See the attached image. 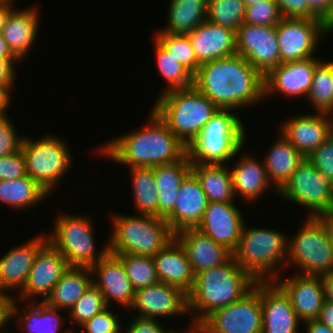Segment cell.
Returning <instances> with one entry per match:
<instances>
[{
    "label": "cell",
    "instance_id": "11",
    "mask_svg": "<svg viewBox=\"0 0 333 333\" xmlns=\"http://www.w3.org/2000/svg\"><path fill=\"white\" fill-rule=\"evenodd\" d=\"M277 194L309 209L307 217L325 218L333 208V182L307 158Z\"/></svg>",
    "mask_w": 333,
    "mask_h": 333
},
{
    "label": "cell",
    "instance_id": "29",
    "mask_svg": "<svg viewBox=\"0 0 333 333\" xmlns=\"http://www.w3.org/2000/svg\"><path fill=\"white\" fill-rule=\"evenodd\" d=\"M188 154L169 164L154 167L155 184L159 194V217L166 218L173 210L180 185L191 172Z\"/></svg>",
    "mask_w": 333,
    "mask_h": 333
},
{
    "label": "cell",
    "instance_id": "28",
    "mask_svg": "<svg viewBox=\"0 0 333 333\" xmlns=\"http://www.w3.org/2000/svg\"><path fill=\"white\" fill-rule=\"evenodd\" d=\"M37 11L36 7L12 9L1 31L10 51L19 61L23 60L37 37L39 25Z\"/></svg>",
    "mask_w": 333,
    "mask_h": 333
},
{
    "label": "cell",
    "instance_id": "53",
    "mask_svg": "<svg viewBox=\"0 0 333 333\" xmlns=\"http://www.w3.org/2000/svg\"><path fill=\"white\" fill-rule=\"evenodd\" d=\"M19 62V60L0 59V83L4 84L9 90H12L14 79H16L14 66H16V63L19 64Z\"/></svg>",
    "mask_w": 333,
    "mask_h": 333
},
{
    "label": "cell",
    "instance_id": "41",
    "mask_svg": "<svg viewBox=\"0 0 333 333\" xmlns=\"http://www.w3.org/2000/svg\"><path fill=\"white\" fill-rule=\"evenodd\" d=\"M245 10L242 0H207L206 20L236 32L243 23Z\"/></svg>",
    "mask_w": 333,
    "mask_h": 333
},
{
    "label": "cell",
    "instance_id": "50",
    "mask_svg": "<svg viewBox=\"0 0 333 333\" xmlns=\"http://www.w3.org/2000/svg\"><path fill=\"white\" fill-rule=\"evenodd\" d=\"M283 17L308 18V0H274Z\"/></svg>",
    "mask_w": 333,
    "mask_h": 333
},
{
    "label": "cell",
    "instance_id": "59",
    "mask_svg": "<svg viewBox=\"0 0 333 333\" xmlns=\"http://www.w3.org/2000/svg\"><path fill=\"white\" fill-rule=\"evenodd\" d=\"M0 59L3 60H18L10 51L7 42L3 39L0 33Z\"/></svg>",
    "mask_w": 333,
    "mask_h": 333
},
{
    "label": "cell",
    "instance_id": "15",
    "mask_svg": "<svg viewBox=\"0 0 333 333\" xmlns=\"http://www.w3.org/2000/svg\"><path fill=\"white\" fill-rule=\"evenodd\" d=\"M69 267L64 256L47 242L38 251L19 297L29 301L30 298L43 296L45 301Z\"/></svg>",
    "mask_w": 333,
    "mask_h": 333
},
{
    "label": "cell",
    "instance_id": "54",
    "mask_svg": "<svg viewBox=\"0 0 333 333\" xmlns=\"http://www.w3.org/2000/svg\"><path fill=\"white\" fill-rule=\"evenodd\" d=\"M317 320L333 329V303L324 301Z\"/></svg>",
    "mask_w": 333,
    "mask_h": 333
},
{
    "label": "cell",
    "instance_id": "40",
    "mask_svg": "<svg viewBox=\"0 0 333 333\" xmlns=\"http://www.w3.org/2000/svg\"><path fill=\"white\" fill-rule=\"evenodd\" d=\"M115 255L125 268L135 290L157 284L159 282L153 256L128 253H111Z\"/></svg>",
    "mask_w": 333,
    "mask_h": 333
},
{
    "label": "cell",
    "instance_id": "64",
    "mask_svg": "<svg viewBox=\"0 0 333 333\" xmlns=\"http://www.w3.org/2000/svg\"><path fill=\"white\" fill-rule=\"evenodd\" d=\"M329 118L331 121V136H333V112L329 113Z\"/></svg>",
    "mask_w": 333,
    "mask_h": 333
},
{
    "label": "cell",
    "instance_id": "27",
    "mask_svg": "<svg viewBox=\"0 0 333 333\" xmlns=\"http://www.w3.org/2000/svg\"><path fill=\"white\" fill-rule=\"evenodd\" d=\"M159 282L180 288L187 295L195 282L187 255L174 238L162 250L153 256Z\"/></svg>",
    "mask_w": 333,
    "mask_h": 333
},
{
    "label": "cell",
    "instance_id": "30",
    "mask_svg": "<svg viewBox=\"0 0 333 333\" xmlns=\"http://www.w3.org/2000/svg\"><path fill=\"white\" fill-rule=\"evenodd\" d=\"M248 155H243L238 162L236 161L230 172L235 196L238 193L243 199L254 201L264 194L272 183L267 177L264 163Z\"/></svg>",
    "mask_w": 333,
    "mask_h": 333
},
{
    "label": "cell",
    "instance_id": "51",
    "mask_svg": "<svg viewBox=\"0 0 333 333\" xmlns=\"http://www.w3.org/2000/svg\"><path fill=\"white\" fill-rule=\"evenodd\" d=\"M125 333H164L165 329L157 319L136 316L125 329ZM123 332V333H124Z\"/></svg>",
    "mask_w": 333,
    "mask_h": 333
},
{
    "label": "cell",
    "instance_id": "47",
    "mask_svg": "<svg viewBox=\"0 0 333 333\" xmlns=\"http://www.w3.org/2000/svg\"><path fill=\"white\" fill-rule=\"evenodd\" d=\"M307 159L333 182V136L315 149Z\"/></svg>",
    "mask_w": 333,
    "mask_h": 333
},
{
    "label": "cell",
    "instance_id": "34",
    "mask_svg": "<svg viewBox=\"0 0 333 333\" xmlns=\"http://www.w3.org/2000/svg\"><path fill=\"white\" fill-rule=\"evenodd\" d=\"M167 26L160 32L187 35L206 20L207 0H171Z\"/></svg>",
    "mask_w": 333,
    "mask_h": 333
},
{
    "label": "cell",
    "instance_id": "57",
    "mask_svg": "<svg viewBox=\"0 0 333 333\" xmlns=\"http://www.w3.org/2000/svg\"><path fill=\"white\" fill-rule=\"evenodd\" d=\"M14 0H0V33L5 25L9 12L14 8Z\"/></svg>",
    "mask_w": 333,
    "mask_h": 333
},
{
    "label": "cell",
    "instance_id": "24",
    "mask_svg": "<svg viewBox=\"0 0 333 333\" xmlns=\"http://www.w3.org/2000/svg\"><path fill=\"white\" fill-rule=\"evenodd\" d=\"M174 238L183 247L193 274L226 263L233 253L225 246L214 242L197 228L182 229Z\"/></svg>",
    "mask_w": 333,
    "mask_h": 333
},
{
    "label": "cell",
    "instance_id": "31",
    "mask_svg": "<svg viewBox=\"0 0 333 333\" xmlns=\"http://www.w3.org/2000/svg\"><path fill=\"white\" fill-rule=\"evenodd\" d=\"M281 136V137H280ZM264 159V167L267 177L272 182L275 192L278 191L290 179L297 166L305 157L280 134Z\"/></svg>",
    "mask_w": 333,
    "mask_h": 333
},
{
    "label": "cell",
    "instance_id": "8",
    "mask_svg": "<svg viewBox=\"0 0 333 333\" xmlns=\"http://www.w3.org/2000/svg\"><path fill=\"white\" fill-rule=\"evenodd\" d=\"M287 240V265H296L301 275L323 276L333 272V258L326 218L307 217L303 227Z\"/></svg>",
    "mask_w": 333,
    "mask_h": 333
},
{
    "label": "cell",
    "instance_id": "42",
    "mask_svg": "<svg viewBox=\"0 0 333 333\" xmlns=\"http://www.w3.org/2000/svg\"><path fill=\"white\" fill-rule=\"evenodd\" d=\"M154 37L176 61L193 75L197 72L201 64L197 60L188 35L170 34L159 30Z\"/></svg>",
    "mask_w": 333,
    "mask_h": 333
},
{
    "label": "cell",
    "instance_id": "48",
    "mask_svg": "<svg viewBox=\"0 0 333 333\" xmlns=\"http://www.w3.org/2000/svg\"><path fill=\"white\" fill-rule=\"evenodd\" d=\"M27 175L26 159L22 150L0 157V180H14Z\"/></svg>",
    "mask_w": 333,
    "mask_h": 333
},
{
    "label": "cell",
    "instance_id": "44",
    "mask_svg": "<svg viewBox=\"0 0 333 333\" xmlns=\"http://www.w3.org/2000/svg\"><path fill=\"white\" fill-rule=\"evenodd\" d=\"M283 16L274 0H262L246 6L243 23L259 26H276Z\"/></svg>",
    "mask_w": 333,
    "mask_h": 333
},
{
    "label": "cell",
    "instance_id": "23",
    "mask_svg": "<svg viewBox=\"0 0 333 333\" xmlns=\"http://www.w3.org/2000/svg\"><path fill=\"white\" fill-rule=\"evenodd\" d=\"M208 199L197 177L190 172L182 181L174 210L165 218L171 231L197 228L201 223Z\"/></svg>",
    "mask_w": 333,
    "mask_h": 333
},
{
    "label": "cell",
    "instance_id": "1",
    "mask_svg": "<svg viewBox=\"0 0 333 333\" xmlns=\"http://www.w3.org/2000/svg\"><path fill=\"white\" fill-rule=\"evenodd\" d=\"M264 83V76L239 54L203 63L193 75L198 91L232 112L264 100Z\"/></svg>",
    "mask_w": 333,
    "mask_h": 333
},
{
    "label": "cell",
    "instance_id": "43",
    "mask_svg": "<svg viewBox=\"0 0 333 333\" xmlns=\"http://www.w3.org/2000/svg\"><path fill=\"white\" fill-rule=\"evenodd\" d=\"M103 295L93 284L70 308V318L79 326L107 308Z\"/></svg>",
    "mask_w": 333,
    "mask_h": 333
},
{
    "label": "cell",
    "instance_id": "6",
    "mask_svg": "<svg viewBox=\"0 0 333 333\" xmlns=\"http://www.w3.org/2000/svg\"><path fill=\"white\" fill-rule=\"evenodd\" d=\"M245 129L230 109H219L187 148L190 162L224 164L232 160L243 148Z\"/></svg>",
    "mask_w": 333,
    "mask_h": 333
},
{
    "label": "cell",
    "instance_id": "60",
    "mask_svg": "<svg viewBox=\"0 0 333 333\" xmlns=\"http://www.w3.org/2000/svg\"><path fill=\"white\" fill-rule=\"evenodd\" d=\"M193 321V324H191V327H189L190 328V331L189 332H183V333H201V325H200V323L199 322H196V321H194V320H192ZM164 333H180V332H176V331H172V330H170V331H166L165 330V332Z\"/></svg>",
    "mask_w": 333,
    "mask_h": 333
},
{
    "label": "cell",
    "instance_id": "39",
    "mask_svg": "<svg viewBox=\"0 0 333 333\" xmlns=\"http://www.w3.org/2000/svg\"><path fill=\"white\" fill-rule=\"evenodd\" d=\"M155 57L158 72L167 81L168 87L163 92L185 89L193 86V74L171 56L164 47L154 39Z\"/></svg>",
    "mask_w": 333,
    "mask_h": 333
},
{
    "label": "cell",
    "instance_id": "61",
    "mask_svg": "<svg viewBox=\"0 0 333 333\" xmlns=\"http://www.w3.org/2000/svg\"><path fill=\"white\" fill-rule=\"evenodd\" d=\"M329 235L331 240V252H332V258H333V225L329 222Z\"/></svg>",
    "mask_w": 333,
    "mask_h": 333
},
{
    "label": "cell",
    "instance_id": "3",
    "mask_svg": "<svg viewBox=\"0 0 333 333\" xmlns=\"http://www.w3.org/2000/svg\"><path fill=\"white\" fill-rule=\"evenodd\" d=\"M255 283L232 256L226 263L195 275L193 289L187 295L188 312L199 311L193 320L200 323L212 311L240 300Z\"/></svg>",
    "mask_w": 333,
    "mask_h": 333
},
{
    "label": "cell",
    "instance_id": "62",
    "mask_svg": "<svg viewBox=\"0 0 333 333\" xmlns=\"http://www.w3.org/2000/svg\"><path fill=\"white\" fill-rule=\"evenodd\" d=\"M325 218L333 225V208Z\"/></svg>",
    "mask_w": 333,
    "mask_h": 333
},
{
    "label": "cell",
    "instance_id": "5",
    "mask_svg": "<svg viewBox=\"0 0 333 333\" xmlns=\"http://www.w3.org/2000/svg\"><path fill=\"white\" fill-rule=\"evenodd\" d=\"M245 228L244 224L233 258L256 282L275 281L276 268L287 266L288 239L273 229Z\"/></svg>",
    "mask_w": 333,
    "mask_h": 333
},
{
    "label": "cell",
    "instance_id": "21",
    "mask_svg": "<svg viewBox=\"0 0 333 333\" xmlns=\"http://www.w3.org/2000/svg\"><path fill=\"white\" fill-rule=\"evenodd\" d=\"M299 115L283 123V135L305 158L331 136V121L328 113Z\"/></svg>",
    "mask_w": 333,
    "mask_h": 333
},
{
    "label": "cell",
    "instance_id": "7",
    "mask_svg": "<svg viewBox=\"0 0 333 333\" xmlns=\"http://www.w3.org/2000/svg\"><path fill=\"white\" fill-rule=\"evenodd\" d=\"M139 215L113 213L114 229L108 243L109 253L154 256L174 239V233L165 218Z\"/></svg>",
    "mask_w": 333,
    "mask_h": 333
},
{
    "label": "cell",
    "instance_id": "33",
    "mask_svg": "<svg viewBox=\"0 0 333 333\" xmlns=\"http://www.w3.org/2000/svg\"><path fill=\"white\" fill-rule=\"evenodd\" d=\"M191 172L197 177L208 202L233 203L235 194L229 167L224 164L192 163Z\"/></svg>",
    "mask_w": 333,
    "mask_h": 333
},
{
    "label": "cell",
    "instance_id": "10",
    "mask_svg": "<svg viewBox=\"0 0 333 333\" xmlns=\"http://www.w3.org/2000/svg\"><path fill=\"white\" fill-rule=\"evenodd\" d=\"M21 150L26 159L27 175L48 194L73 162L67 143L52 135H44L37 141L24 136Z\"/></svg>",
    "mask_w": 333,
    "mask_h": 333
},
{
    "label": "cell",
    "instance_id": "12",
    "mask_svg": "<svg viewBox=\"0 0 333 333\" xmlns=\"http://www.w3.org/2000/svg\"><path fill=\"white\" fill-rule=\"evenodd\" d=\"M260 282L240 300L212 311L201 322V333H262Z\"/></svg>",
    "mask_w": 333,
    "mask_h": 333
},
{
    "label": "cell",
    "instance_id": "13",
    "mask_svg": "<svg viewBox=\"0 0 333 333\" xmlns=\"http://www.w3.org/2000/svg\"><path fill=\"white\" fill-rule=\"evenodd\" d=\"M331 32L317 18L283 17L276 25L281 63L314 57L319 38Z\"/></svg>",
    "mask_w": 333,
    "mask_h": 333
},
{
    "label": "cell",
    "instance_id": "37",
    "mask_svg": "<svg viewBox=\"0 0 333 333\" xmlns=\"http://www.w3.org/2000/svg\"><path fill=\"white\" fill-rule=\"evenodd\" d=\"M130 172L137 211L143 215L159 216V194L154 167H133Z\"/></svg>",
    "mask_w": 333,
    "mask_h": 333
},
{
    "label": "cell",
    "instance_id": "20",
    "mask_svg": "<svg viewBox=\"0 0 333 333\" xmlns=\"http://www.w3.org/2000/svg\"><path fill=\"white\" fill-rule=\"evenodd\" d=\"M90 269L95 275L94 278L98 277V279H92V283L99 289L108 307L112 300L124 309L131 307L136 290L124 266L115 255L108 253Z\"/></svg>",
    "mask_w": 333,
    "mask_h": 333
},
{
    "label": "cell",
    "instance_id": "18",
    "mask_svg": "<svg viewBox=\"0 0 333 333\" xmlns=\"http://www.w3.org/2000/svg\"><path fill=\"white\" fill-rule=\"evenodd\" d=\"M241 213L234 203L208 202L197 229L233 253L245 224Z\"/></svg>",
    "mask_w": 333,
    "mask_h": 333
},
{
    "label": "cell",
    "instance_id": "19",
    "mask_svg": "<svg viewBox=\"0 0 333 333\" xmlns=\"http://www.w3.org/2000/svg\"><path fill=\"white\" fill-rule=\"evenodd\" d=\"M260 300L262 333H298L301 320L289 297L274 281L260 282Z\"/></svg>",
    "mask_w": 333,
    "mask_h": 333
},
{
    "label": "cell",
    "instance_id": "32",
    "mask_svg": "<svg viewBox=\"0 0 333 333\" xmlns=\"http://www.w3.org/2000/svg\"><path fill=\"white\" fill-rule=\"evenodd\" d=\"M91 274L94 276L89 267H69L44 302L58 310L69 311L92 286Z\"/></svg>",
    "mask_w": 333,
    "mask_h": 333
},
{
    "label": "cell",
    "instance_id": "4",
    "mask_svg": "<svg viewBox=\"0 0 333 333\" xmlns=\"http://www.w3.org/2000/svg\"><path fill=\"white\" fill-rule=\"evenodd\" d=\"M152 110L188 148L219 108L191 86L161 92Z\"/></svg>",
    "mask_w": 333,
    "mask_h": 333
},
{
    "label": "cell",
    "instance_id": "17",
    "mask_svg": "<svg viewBox=\"0 0 333 333\" xmlns=\"http://www.w3.org/2000/svg\"><path fill=\"white\" fill-rule=\"evenodd\" d=\"M321 61L310 57L304 60L281 63L264 77L265 98L277 92L289 97H307L315 66Z\"/></svg>",
    "mask_w": 333,
    "mask_h": 333
},
{
    "label": "cell",
    "instance_id": "38",
    "mask_svg": "<svg viewBox=\"0 0 333 333\" xmlns=\"http://www.w3.org/2000/svg\"><path fill=\"white\" fill-rule=\"evenodd\" d=\"M309 102L317 112H333V65L322 62L315 66L311 89L307 95Z\"/></svg>",
    "mask_w": 333,
    "mask_h": 333
},
{
    "label": "cell",
    "instance_id": "2",
    "mask_svg": "<svg viewBox=\"0 0 333 333\" xmlns=\"http://www.w3.org/2000/svg\"><path fill=\"white\" fill-rule=\"evenodd\" d=\"M149 123L101 145L100 154L113 161L133 167H156L182 159L187 154L184 144L151 110Z\"/></svg>",
    "mask_w": 333,
    "mask_h": 333
},
{
    "label": "cell",
    "instance_id": "45",
    "mask_svg": "<svg viewBox=\"0 0 333 333\" xmlns=\"http://www.w3.org/2000/svg\"><path fill=\"white\" fill-rule=\"evenodd\" d=\"M119 316L107 307L86 321L81 327L87 333H123Z\"/></svg>",
    "mask_w": 333,
    "mask_h": 333
},
{
    "label": "cell",
    "instance_id": "9",
    "mask_svg": "<svg viewBox=\"0 0 333 333\" xmlns=\"http://www.w3.org/2000/svg\"><path fill=\"white\" fill-rule=\"evenodd\" d=\"M53 233L48 242L67 260L70 267L91 268L109 253L108 244L98 255L91 219L82 215L61 213L56 219Z\"/></svg>",
    "mask_w": 333,
    "mask_h": 333
},
{
    "label": "cell",
    "instance_id": "14",
    "mask_svg": "<svg viewBox=\"0 0 333 333\" xmlns=\"http://www.w3.org/2000/svg\"><path fill=\"white\" fill-rule=\"evenodd\" d=\"M236 51L265 77L281 64L276 26L242 23L236 30Z\"/></svg>",
    "mask_w": 333,
    "mask_h": 333
},
{
    "label": "cell",
    "instance_id": "56",
    "mask_svg": "<svg viewBox=\"0 0 333 333\" xmlns=\"http://www.w3.org/2000/svg\"><path fill=\"white\" fill-rule=\"evenodd\" d=\"M11 92L10 90L2 83H0V114H5V111L8 109L11 103Z\"/></svg>",
    "mask_w": 333,
    "mask_h": 333
},
{
    "label": "cell",
    "instance_id": "55",
    "mask_svg": "<svg viewBox=\"0 0 333 333\" xmlns=\"http://www.w3.org/2000/svg\"><path fill=\"white\" fill-rule=\"evenodd\" d=\"M305 327V333H333V329L329 328L327 325L320 323L317 319L307 320L302 322Z\"/></svg>",
    "mask_w": 333,
    "mask_h": 333
},
{
    "label": "cell",
    "instance_id": "26",
    "mask_svg": "<svg viewBox=\"0 0 333 333\" xmlns=\"http://www.w3.org/2000/svg\"><path fill=\"white\" fill-rule=\"evenodd\" d=\"M200 64L237 54L236 32L205 20L187 34Z\"/></svg>",
    "mask_w": 333,
    "mask_h": 333
},
{
    "label": "cell",
    "instance_id": "16",
    "mask_svg": "<svg viewBox=\"0 0 333 333\" xmlns=\"http://www.w3.org/2000/svg\"><path fill=\"white\" fill-rule=\"evenodd\" d=\"M130 308L147 318L181 316L188 314V296L178 287L158 282L137 289Z\"/></svg>",
    "mask_w": 333,
    "mask_h": 333
},
{
    "label": "cell",
    "instance_id": "46",
    "mask_svg": "<svg viewBox=\"0 0 333 333\" xmlns=\"http://www.w3.org/2000/svg\"><path fill=\"white\" fill-rule=\"evenodd\" d=\"M7 114H0V157L13 154L21 149L24 136L20 137Z\"/></svg>",
    "mask_w": 333,
    "mask_h": 333
},
{
    "label": "cell",
    "instance_id": "36",
    "mask_svg": "<svg viewBox=\"0 0 333 333\" xmlns=\"http://www.w3.org/2000/svg\"><path fill=\"white\" fill-rule=\"evenodd\" d=\"M34 301V302H33ZM27 311L21 313L22 315L17 319L18 325H21V331L27 333H59L63 326L64 318L60 316L56 308L48 306L44 301L32 302L28 305ZM63 320V321H62ZM24 326V327H23ZM62 333V332H61ZM63 333H74L71 330H66Z\"/></svg>",
    "mask_w": 333,
    "mask_h": 333
},
{
    "label": "cell",
    "instance_id": "35",
    "mask_svg": "<svg viewBox=\"0 0 333 333\" xmlns=\"http://www.w3.org/2000/svg\"><path fill=\"white\" fill-rule=\"evenodd\" d=\"M48 193L28 175L14 180H0V201L14 209H27L48 197Z\"/></svg>",
    "mask_w": 333,
    "mask_h": 333
},
{
    "label": "cell",
    "instance_id": "25",
    "mask_svg": "<svg viewBox=\"0 0 333 333\" xmlns=\"http://www.w3.org/2000/svg\"><path fill=\"white\" fill-rule=\"evenodd\" d=\"M47 236L34 237L0 258V293L6 294L8 289H23L38 251L48 242Z\"/></svg>",
    "mask_w": 333,
    "mask_h": 333
},
{
    "label": "cell",
    "instance_id": "49",
    "mask_svg": "<svg viewBox=\"0 0 333 333\" xmlns=\"http://www.w3.org/2000/svg\"><path fill=\"white\" fill-rule=\"evenodd\" d=\"M308 18H317L333 31V0H308Z\"/></svg>",
    "mask_w": 333,
    "mask_h": 333
},
{
    "label": "cell",
    "instance_id": "52",
    "mask_svg": "<svg viewBox=\"0 0 333 333\" xmlns=\"http://www.w3.org/2000/svg\"><path fill=\"white\" fill-rule=\"evenodd\" d=\"M17 302L9 294L0 293V331L3 330V327L9 319H12L14 315H17ZM3 328V329H2Z\"/></svg>",
    "mask_w": 333,
    "mask_h": 333
},
{
    "label": "cell",
    "instance_id": "22",
    "mask_svg": "<svg viewBox=\"0 0 333 333\" xmlns=\"http://www.w3.org/2000/svg\"><path fill=\"white\" fill-rule=\"evenodd\" d=\"M279 278L274 282L289 297L298 318L302 322L317 319L325 301L322 276L298 274L283 281Z\"/></svg>",
    "mask_w": 333,
    "mask_h": 333
},
{
    "label": "cell",
    "instance_id": "63",
    "mask_svg": "<svg viewBox=\"0 0 333 333\" xmlns=\"http://www.w3.org/2000/svg\"><path fill=\"white\" fill-rule=\"evenodd\" d=\"M246 6H249L251 4H254V3H258L259 1H262V0H242Z\"/></svg>",
    "mask_w": 333,
    "mask_h": 333
},
{
    "label": "cell",
    "instance_id": "58",
    "mask_svg": "<svg viewBox=\"0 0 333 333\" xmlns=\"http://www.w3.org/2000/svg\"><path fill=\"white\" fill-rule=\"evenodd\" d=\"M325 300L333 303V272L322 276Z\"/></svg>",
    "mask_w": 333,
    "mask_h": 333
}]
</instances>
